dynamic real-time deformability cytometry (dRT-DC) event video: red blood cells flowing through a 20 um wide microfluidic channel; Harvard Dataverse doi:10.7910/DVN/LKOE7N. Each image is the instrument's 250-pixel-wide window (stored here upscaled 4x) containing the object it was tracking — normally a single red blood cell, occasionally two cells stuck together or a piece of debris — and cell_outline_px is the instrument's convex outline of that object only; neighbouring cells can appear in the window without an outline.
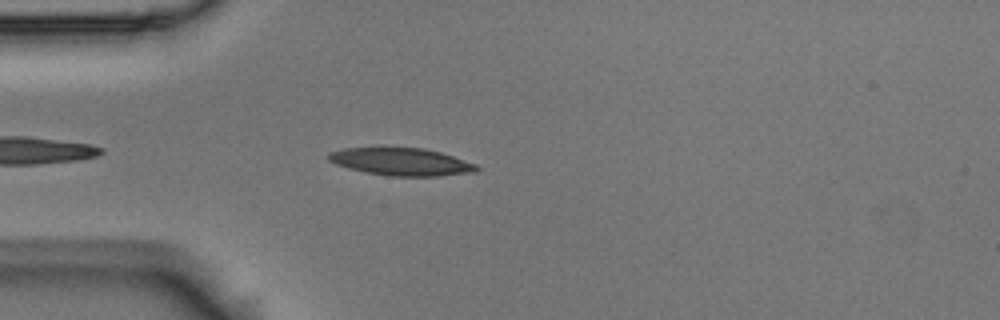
{"species": "Egyptian fruit bat (a non-hibernating species)", "species_latin": "Rousettus aegyptiacus", "temperature_condition": "room temperature", "stored_images_in_passage": 12, "camera_frame_rate_fps": 3000, "um_per_image_px": 0.085, "animal": {"sex": "male"}, "frame": {"image": 1, "passage_image": 4, "time_ms": 1.0, "image_size_px": [1000, 320], "cell_outline_px": [[480, 168], [476, 172], [440, 176], [392, 176], [364, 172], [348, 168], [336, 164], [328, 160], [328, 152], [344, 148], [376, 144], [380, 144], [424, 148], [440, 152], [476, 164]], "centroid_in_image_um": [34.03, 13.69], "position_along_channel_um": 51.0, "area_um2": 24.91}}
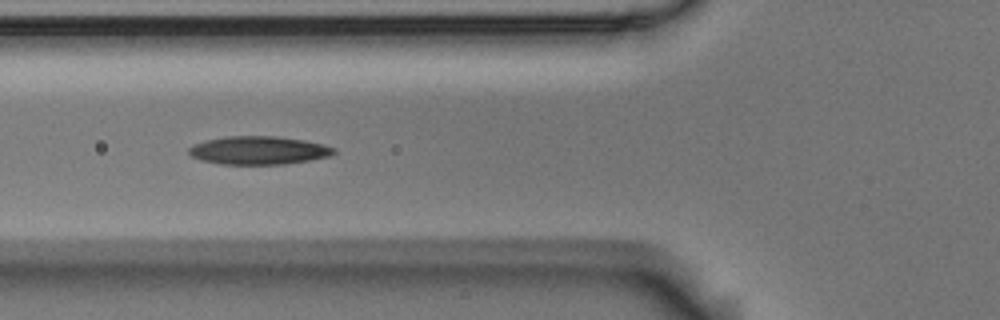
{"frame": {"image": 2, "passage_image": 9, "time_ms": 2.667, "image_size_px": [1000, 320], "cell_outline_px": [[336, 152], [328, 156], [308, 160], [284, 164], [220, 164], [200, 160], [192, 156], [188, 152], [188, 148], [204, 140], [228, 136], [276, 136], [304, 140], [336, 148]], "centroid_in_image_um": [21.95, 12.78], "position_along_channel_um": 103.9, "area_um2": 23.7}}